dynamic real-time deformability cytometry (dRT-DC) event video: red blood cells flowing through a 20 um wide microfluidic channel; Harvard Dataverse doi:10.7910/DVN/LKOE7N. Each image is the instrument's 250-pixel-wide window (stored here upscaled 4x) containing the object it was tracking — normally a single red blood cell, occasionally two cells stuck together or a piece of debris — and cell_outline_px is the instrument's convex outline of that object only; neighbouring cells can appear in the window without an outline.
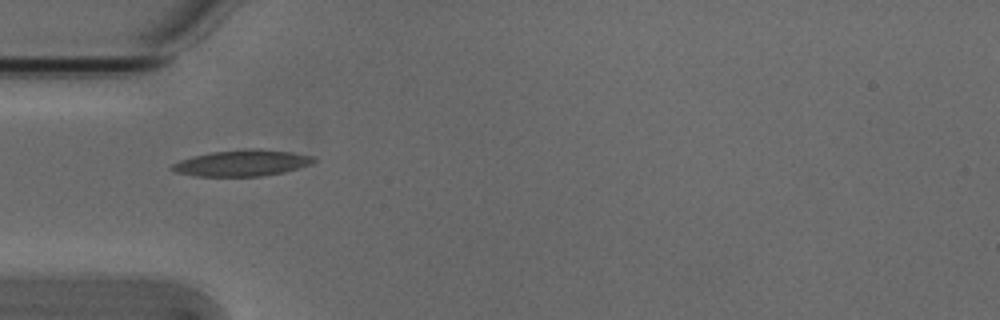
{"species": "Egyptian fruit bat (a non-hibernating species)", "species_latin": "Rousettus aegyptiacus", "temperature_condition": "cold", "stored_images_in_passage": 38, "camera_frame_rate_fps": 3000, "um_per_image_px": 0.085, "animal": {"sex": "male"}, "frame": {"image": 1, "passage_image": 1, "time_ms": 0.0, "image_size_px": [1000, 320], "cell_outline_px": [[316, 160], [312, 164], [284, 172], [260, 176], [196, 176], [176, 172], [168, 168], [172, 164], [180, 160], [192, 156], [212, 152], [248, 148], [260, 148], [292, 152], [312, 156]], "centroid_in_image_um": [20.57, 13.85], "position_along_channel_um": 64.4, "area_um2": 21.73}}
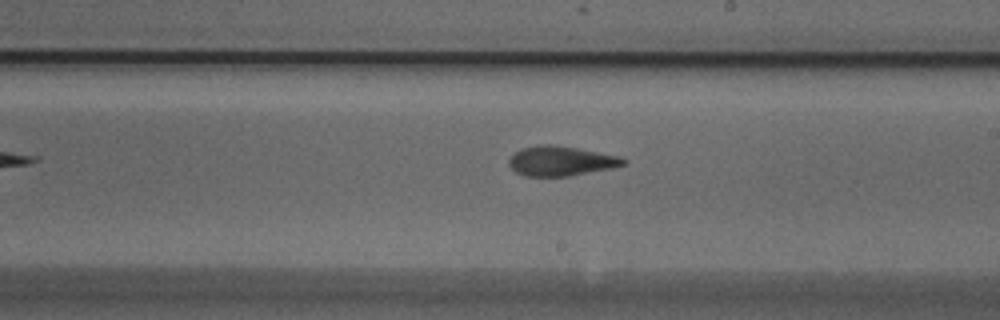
{"frame": {"image": 2, "passage_image": 15, "time_ms": 4.667, "image_size_px": [1000, 320], "cell_outline_px": [[628, 164], [612, 168], [568, 176], [524, 176], [516, 172], [508, 164], [508, 160], [516, 152], [524, 148], [540, 144], [552, 144], [576, 148], [620, 156], [628, 160]], "centroid_in_image_um": [47.71, 13.69], "position_along_channel_um": 241.3, "area_um2": 19.77}}
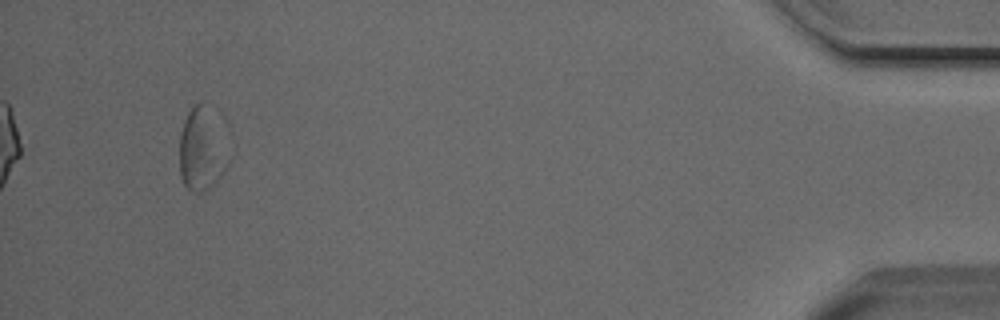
{"frame": {"image": 3, "passage_image": 35, "time_ms": 11.333, "image_size_px": [1000, 320], "cell_outline_px": [[224, 172], [204, 192], [192, 192], [184, 184], [180, 176], [180, 132], [184, 120], [188, 112], [196, 104], [204, 104]], "centroid_in_image_um": [16.89, 12.89], "position_along_channel_um": 418.3, "area_um2": 19.83}, "authors_computed_cell_mechanics": {"area_um2": 19.5364, "velocity_mm_per_s": 3.8027, "shape_relaxation_time_tau1_ms": 4.6769, "shape_relaxation_time_tau2_ms": 4.006, "deformation_change_tau1": 0.1665, "deformation_change_tau2": 0.1316}}